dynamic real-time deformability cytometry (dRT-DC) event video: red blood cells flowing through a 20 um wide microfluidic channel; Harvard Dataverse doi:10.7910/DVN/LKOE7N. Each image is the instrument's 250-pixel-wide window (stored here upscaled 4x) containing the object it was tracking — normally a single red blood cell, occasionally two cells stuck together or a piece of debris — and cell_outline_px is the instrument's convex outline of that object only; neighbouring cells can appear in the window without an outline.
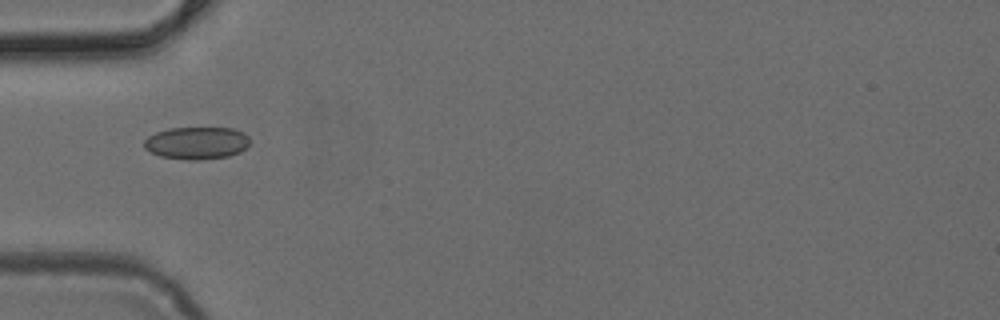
{"species": "common noctule bat (a hibernating species)", "species_latin": "Nyctalus noctula", "temperature_condition": "cold", "stored_images_in_passage": 2, "camera_frame_rate_fps": 3000, "um_per_image_px": 0.085, "animal": {"sex": "female", "body_mass_g": 24.6, "forearm_length_mm": 56.2}, "frame": {"image": 1, "passage_image": 1, "time_ms": 0.0, "image_size_px": [1000, 320], "cell_outline_px": [[252, 140], [240, 152], [228, 156], [196, 160], [188, 160], [160, 156], [144, 148], [144, 140], [148, 136], [156, 132], [168, 128], [232, 128], [244, 132]], "centroid_in_image_um": [16.72, 12.14], "position_along_channel_um": 68.3, "area_um2": 20.0}}